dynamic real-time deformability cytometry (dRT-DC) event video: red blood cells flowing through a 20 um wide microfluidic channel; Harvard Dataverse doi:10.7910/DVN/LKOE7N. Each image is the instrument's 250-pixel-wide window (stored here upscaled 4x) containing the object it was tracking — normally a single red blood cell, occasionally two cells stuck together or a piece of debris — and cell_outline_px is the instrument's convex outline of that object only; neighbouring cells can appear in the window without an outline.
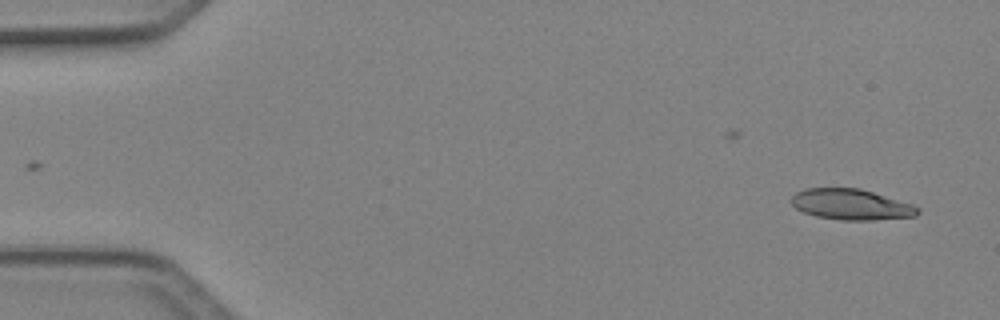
{"species": "Egyptian fruit bat (a non-hibernating species)", "species_latin": "Rousettus aegyptiacus", "temperature_condition": "cold", "stored_images_in_passage": 2, "camera_frame_rate_fps": 3000, "um_per_image_px": 0.085, "animal": {"sex": "female"}, "frame": {"image": 1, "passage_image": 2, "time_ms": 0.333, "image_size_px": [1000, 320], "cell_outline_px": [[920, 212], [916, 216], [872, 220], [840, 220], [816, 216], [804, 212], [796, 208], [788, 200], [796, 192], [804, 188], [860, 188], [912, 204], [920, 208]], "centroid_in_image_um": [72.33, 17.38], "position_along_channel_um": 12.7, "area_um2": 22.72}}